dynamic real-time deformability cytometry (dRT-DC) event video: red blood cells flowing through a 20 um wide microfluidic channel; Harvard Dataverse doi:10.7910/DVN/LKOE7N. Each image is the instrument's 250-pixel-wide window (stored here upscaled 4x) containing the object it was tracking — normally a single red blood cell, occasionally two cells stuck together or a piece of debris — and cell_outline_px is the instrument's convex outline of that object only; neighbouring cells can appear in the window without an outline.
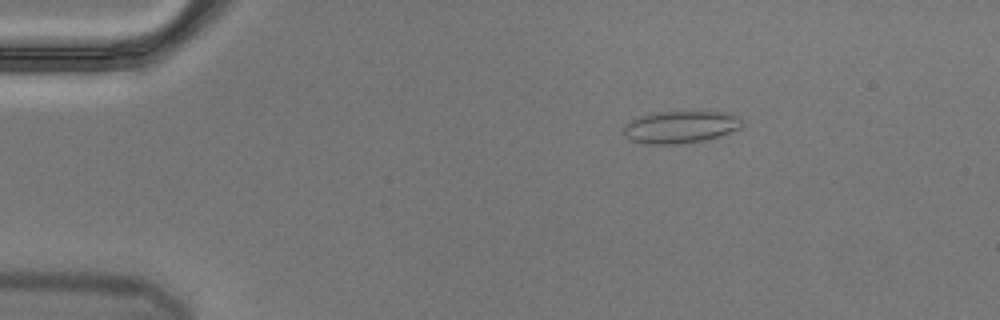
{"species": "Egyptian fruit bat (a non-hibernating species)", "species_latin": "Rousettus aegyptiacus", "temperature_condition": "cold", "stored_images_in_passage": 4, "camera_frame_rate_fps": 3000, "um_per_image_px": 0.085, "animal": {"sex": "male"}, "frame": {"image": 1, "passage_image": 3, "time_ms": 0.667, "image_size_px": [1000, 320], "cell_outline_px": [[744, 124], [740, 128], [720, 136], [708, 140], [688, 144], [644, 144], [632, 140], [624, 136], [624, 124], [640, 116], [660, 112], [728, 112], [736, 116]], "centroid_in_image_um": [57.85, 10.82], "position_along_channel_um": 27.2, "area_um2": 22.37}}